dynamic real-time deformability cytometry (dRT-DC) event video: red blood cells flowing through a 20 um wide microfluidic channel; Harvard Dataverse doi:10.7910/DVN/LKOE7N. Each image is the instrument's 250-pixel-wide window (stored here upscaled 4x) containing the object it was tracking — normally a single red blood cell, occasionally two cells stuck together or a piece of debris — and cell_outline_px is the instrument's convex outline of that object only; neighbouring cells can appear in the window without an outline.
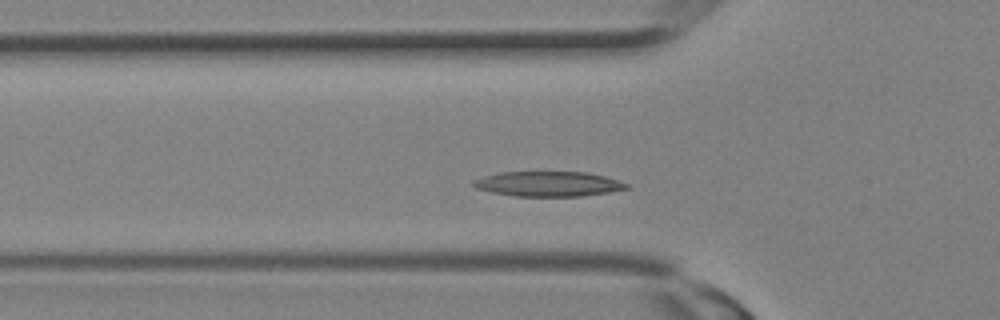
{"species": "Egyptian fruit bat (a non-hibernating species)", "species_latin": "Rousettus aegyptiacus", "temperature_condition": "room temperature", "stored_images_in_passage": 27, "camera_frame_rate_fps": 3000, "um_per_image_px": 0.085, "animal": {"sex": "female"}, "frame": {"image": 1, "passage_image": 6, "time_ms": 1.667, "image_size_px": [1000, 320], "cell_outline_px": [[632, 188], [608, 192], [580, 196], [516, 196], [492, 192], [476, 188], [472, 184], [472, 180], [484, 176], [500, 172], [588, 172], [604, 176], [628, 184]], "centroid_in_image_um": [46.6, 15.63], "position_along_channel_um": 79.2, "area_um2": 22.2}}
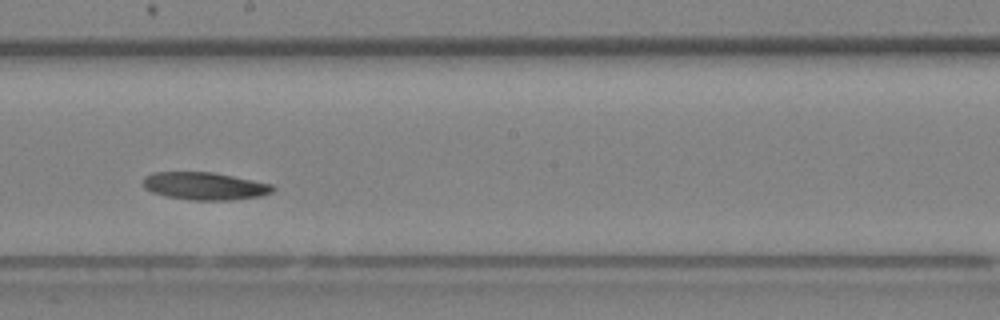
{"frame": {"image": 2, "passage_image": 13, "time_ms": 4.0, "image_size_px": [1000, 320], "cell_outline_px": [[276, 188], [272, 192], [260, 196], [232, 200], [188, 200], [164, 196], [152, 192], [144, 188], [144, 176], [152, 172], [212, 172], [272, 184]], "centroid_in_image_um": [17.38, 15.82], "position_along_channel_um": 230.8, "area_um2": 20.92}}
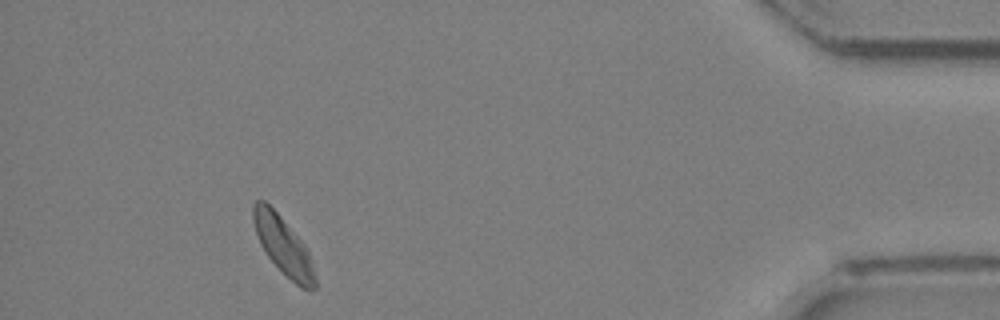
{"frame": {"image": 3, "passage_image": 24, "time_ms": 7.667, "image_size_px": [1000, 320], "cell_outline_px": [[316, 288], [308, 292], [300, 288], [268, 256], [260, 244], [252, 220], [252, 204], [256, 200], [264, 200], [280, 216], [308, 248], [312, 260], [316, 280]], "centroid_in_image_um": [24.1, 20.89], "position_along_channel_um": 411.1, "area_um2": 20.75}}